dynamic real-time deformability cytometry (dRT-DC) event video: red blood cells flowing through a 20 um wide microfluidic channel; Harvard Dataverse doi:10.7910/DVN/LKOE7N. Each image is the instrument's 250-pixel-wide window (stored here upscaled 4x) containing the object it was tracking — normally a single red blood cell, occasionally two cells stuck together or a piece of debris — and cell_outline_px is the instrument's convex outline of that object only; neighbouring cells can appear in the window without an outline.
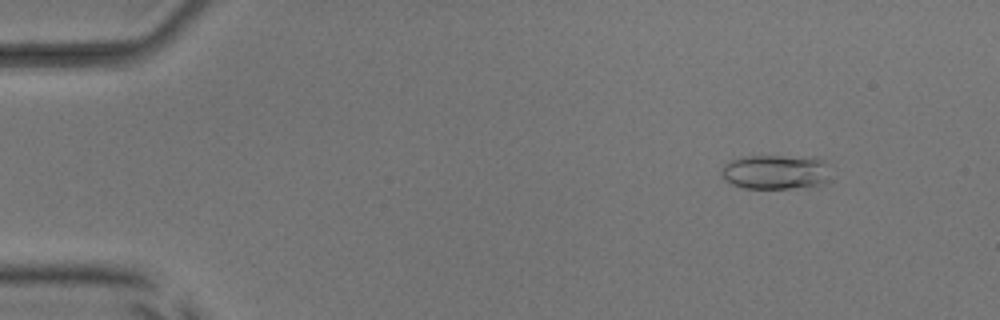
{"species": "common noctule bat (a hibernating species)", "species_latin": "Nyctalus noctula", "temperature_condition": "room temperature", "stored_images_in_passage": 52, "camera_frame_rate_fps": 3000, "um_per_image_px": 0.085, "animal": {"sex": "male", "body_mass_g": 17.9, "forearm_length_mm": 54.2}, "frame": {"image": 1, "passage_image": 6, "time_ms": 1.667, "image_size_px": [1000, 320], "cell_outline_px": [[832, 180], [824, 184], [788, 188], [744, 188], [732, 184], [724, 180], [720, 176], [720, 172], [724, 164], [728, 160], [740, 156], [816, 156], [824, 160]], "centroid_in_image_um": [65.92, 14.6], "position_along_channel_um": 19.1, "area_um2": 22.6}}
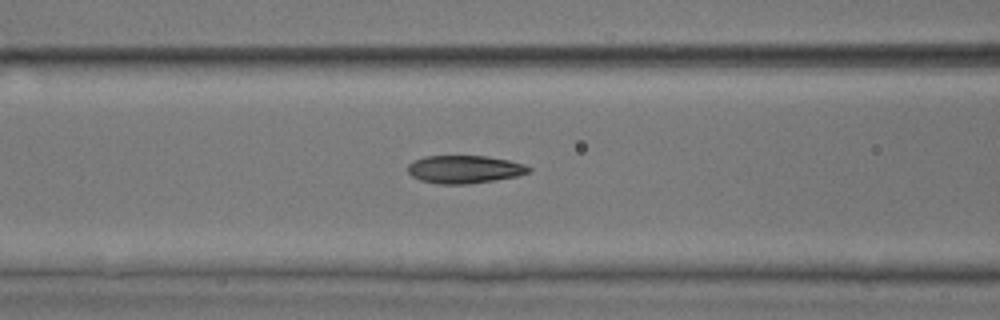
{"frame": {"image": 2, "passage_image": 22, "time_ms": 7.0, "image_size_px": [1000, 320], "cell_outline_px": [[532, 168], [528, 172], [516, 176], [468, 184], [436, 184], [420, 180], [412, 176], [408, 172], [408, 164], [412, 160], [424, 156], [488, 156], [508, 160], [524, 164]], "centroid_in_image_um": [39.43, 14.38], "position_along_channel_um": 127.2, "area_um2": 19.65}}
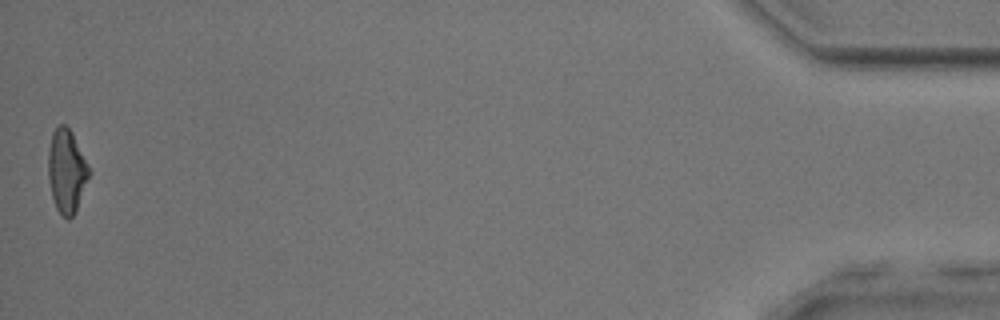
{"frame": {"image": 3, "passage_image": 52, "time_ms": 17.0, "image_size_px": [1000, 320], "cell_outline_px": [[92, 172], [76, 212], [68, 220], [56, 208], [52, 196], [48, 176], [48, 152], [52, 132], [60, 124], [64, 124], [72, 132]], "centroid_in_image_um": [5.68, 14.55], "position_along_channel_um": 429.5, "area_um2": 20.0}, "authors_computed_cell_mechanics": {"area_um2": 19.8254, "velocity_mm_per_s": 3.9525, "shape_relaxation_time_tau1_ms": 2.1895, "shape_relaxation_time_tau2_ms": 1.8854, "deformation_change_tau1": 0.1281, "deformation_change_tau2": 0.105}}